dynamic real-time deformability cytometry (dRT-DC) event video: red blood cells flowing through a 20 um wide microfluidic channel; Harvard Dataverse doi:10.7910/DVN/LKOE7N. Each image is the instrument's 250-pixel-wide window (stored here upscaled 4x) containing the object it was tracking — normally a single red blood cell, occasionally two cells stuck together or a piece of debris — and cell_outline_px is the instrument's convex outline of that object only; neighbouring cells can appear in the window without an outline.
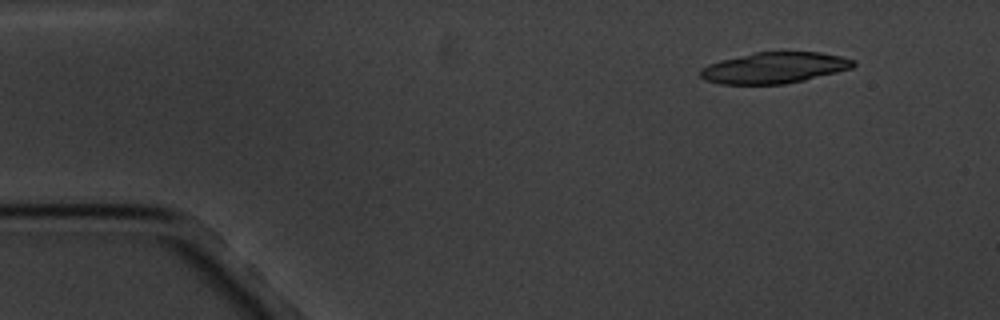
{"species": "common noctule bat (a hibernating species)", "species_latin": "Nyctalus noctula", "temperature_condition": "cold", "stored_images_in_passage": 4, "camera_frame_rate_fps": 3000, "um_per_image_px": 0.085, "animal": {"sex": "male", "body_mass_g": 20.1, "forearm_length_mm": 53.5}, "frame": {"image": 1, "passage_image": 1, "time_ms": 0.0, "image_size_px": [1000, 320], "cell_outline_px": [[856, 64], [852, 68], [804, 80], [784, 84], [720, 84], [704, 80], [700, 76], [700, 68], [708, 64], [720, 60], [756, 52], [820, 52], [840, 56], [856, 60]], "centroid_in_image_um": [65.8, 5.76], "position_along_channel_um": 19.2, "area_um2": 27.69}}